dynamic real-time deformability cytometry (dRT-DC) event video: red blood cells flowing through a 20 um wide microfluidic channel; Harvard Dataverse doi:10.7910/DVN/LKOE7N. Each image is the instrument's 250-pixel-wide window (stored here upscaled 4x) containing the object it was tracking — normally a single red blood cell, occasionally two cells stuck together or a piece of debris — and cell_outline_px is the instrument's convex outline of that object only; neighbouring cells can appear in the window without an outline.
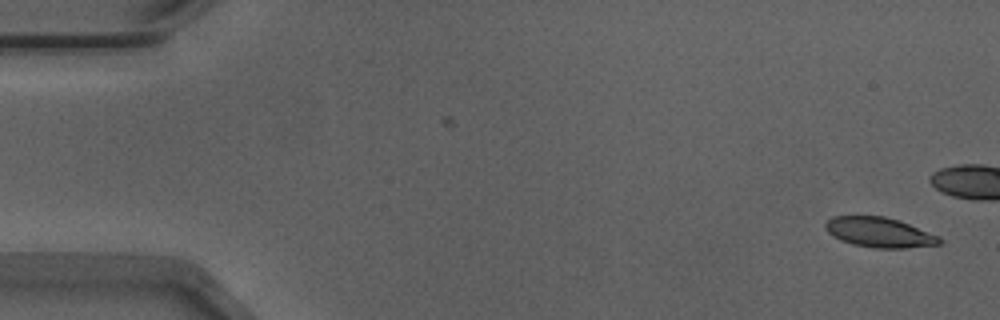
{"species": "Egyptian fruit bat (a non-hibernating species)", "species_latin": "Rousettus aegyptiacus", "temperature_condition": "warm", "stored_images_in_passage": 53, "camera_frame_rate_fps": 3000, "um_per_image_px": 0.085, "animal": {"sex": "male"}, "frame": {"image": 1, "passage_image": 1, "time_ms": 0.0, "image_size_px": [1000, 320], "cell_outline_px": [[944, 240], [940, 244], [904, 248], [876, 248], [852, 244], [840, 240], [832, 236], [824, 228], [824, 224], [832, 216], [884, 216], [900, 220], [940, 236]], "centroid_in_image_um": [74.76, 19.75], "position_along_channel_um": 10.2, "area_um2": 20.11}}
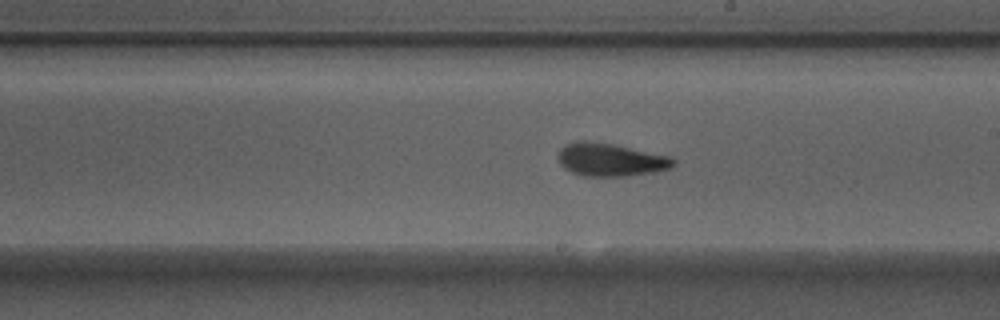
{"frame": {"image": 2, "passage_image": 29, "time_ms": 9.333, "image_size_px": [1000, 320], "cell_outline_px": [[676, 164], [672, 168], [652, 172], [624, 176], [580, 176], [564, 168], [560, 164], [560, 148], [564, 144], [576, 140], [588, 140], [612, 144], [668, 156], [676, 160]], "centroid_in_image_um": [51.87, 13.57], "position_along_channel_um": 237.1, "area_um2": 22.08}}
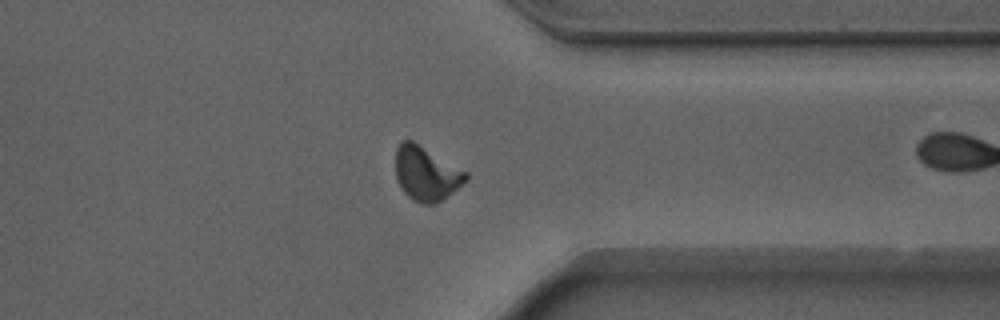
{"frame": {"image": 3, "passage_image": 40, "time_ms": 13.0, "image_size_px": [1000, 320], "cell_outline_px": [[468, 180], [448, 196], [436, 204], [420, 204], [412, 200], [404, 192], [396, 176], [396, 148], [404, 140], [412, 140], [468, 172]], "centroid_in_image_um": [36.25, 14.77], "position_along_channel_um": 375.1, "area_um2": 22.2}, "authors_computed_cell_mechanics": {"area_um2": 21.2126, "velocity_mm_per_s": 3.8925, "shape_relaxation_time_tau1_ms": 3.9549, "shape_relaxation_time_tau2_ms": 2.159, "deformation_change_tau1": 0.1653, "deformation_change_tau2": 0.0856}}